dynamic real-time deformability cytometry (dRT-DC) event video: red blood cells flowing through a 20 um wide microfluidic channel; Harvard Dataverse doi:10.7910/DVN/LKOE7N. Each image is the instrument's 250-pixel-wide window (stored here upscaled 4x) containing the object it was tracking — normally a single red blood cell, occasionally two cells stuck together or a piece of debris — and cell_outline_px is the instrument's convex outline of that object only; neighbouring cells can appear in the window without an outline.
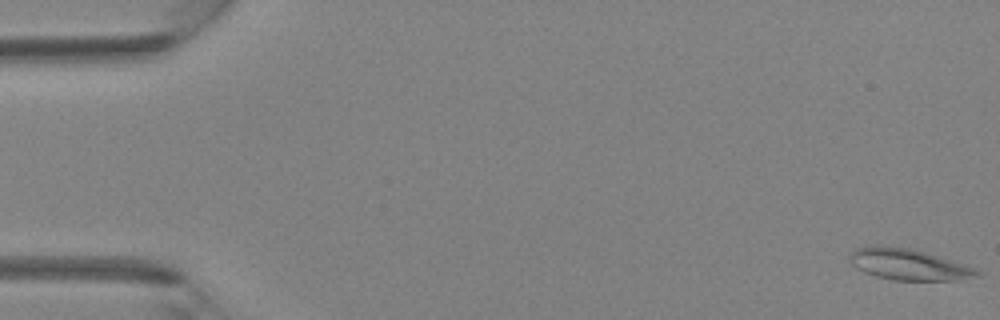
{"species": "Egyptian fruit bat (a non-hibernating species)", "species_latin": "Rousettus aegyptiacus", "temperature_condition": "room temperature", "stored_images_in_passage": 41, "camera_frame_rate_fps": 3000, "um_per_image_px": 0.085, "animal": {"sex": "female"}, "frame": {"image": 1, "passage_image": 1, "time_ms": 0.0, "image_size_px": [1000, 320], "cell_outline_px": [[984, 272], [980, 276], [960, 280], [892, 280], [876, 276], [864, 272], [856, 268], [848, 260], [848, 256], [856, 248], [872, 244], [888, 244], [912, 248], [964, 264], [976, 268]], "centroid_in_image_um": [77.21, 22.45], "position_along_channel_um": 7.8, "area_um2": 23.7}}
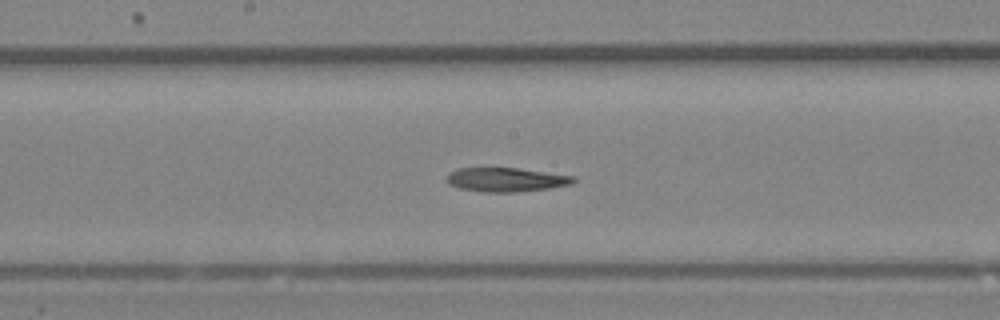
{"frame": {"image": 2, "passage_image": 22, "time_ms": 7.0, "image_size_px": [1000, 320], "cell_outline_px": [[576, 180], [572, 184], [552, 188], [516, 192], [484, 192], [460, 188], [448, 184], [444, 180], [448, 172], [456, 168], [520, 168], [576, 176]], "centroid_in_image_um": [43.01, 15.26], "position_along_channel_um": 205.2, "area_um2": 18.09}}
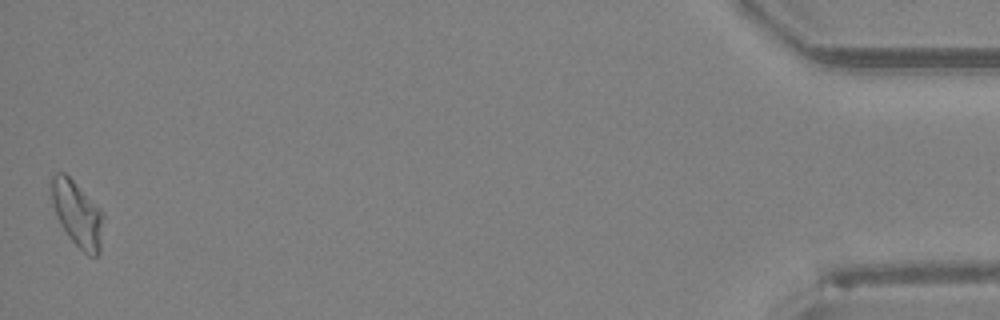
{"frame": {"image": 3, "passage_image": 41, "time_ms": 13.333, "image_size_px": [1000, 320], "cell_outline_px": [[104, 216], [100, 252], [96, 256], [88, 256], [68, 236], [60, 224], [56, 216], [52, 204], [52, 176], [56, 172], [64, 172], [104, 212]], "centroid_in_image_um": [6.59, 18.2], "position_along_channel_um": 428.6, "area_um2": 19.71}}